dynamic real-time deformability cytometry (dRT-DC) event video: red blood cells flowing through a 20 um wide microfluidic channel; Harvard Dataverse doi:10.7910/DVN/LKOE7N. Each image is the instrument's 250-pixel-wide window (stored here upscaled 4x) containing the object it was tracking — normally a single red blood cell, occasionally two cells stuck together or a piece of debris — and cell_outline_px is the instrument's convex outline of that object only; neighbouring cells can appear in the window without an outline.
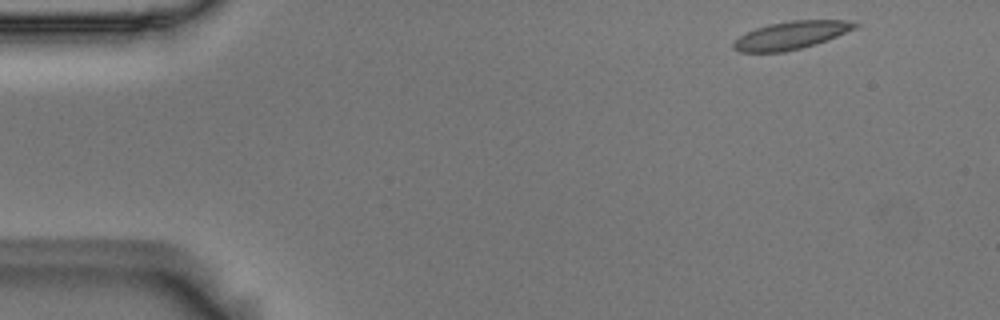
{"species": "Egyptian fruit bat (a non-hibernating species)", "species_latin": "Rousettus aegyptiacus", "temperature_condition": "room temperature", "stored_images_in_passage": 8, "camera_frame_rate_fps": 3000, "um_per_image_px": 0.085, "animal": {"sex": "male"}, "frame": {"image": 1, "passage_image": 1, "time_ms": 0.0, "image_size_px": [1000, 320], "cell_outline_px": [[860, 24], [856, 28], [828, 40], [816, 44], [784, 52], [740, 52], [732, 48], [732, 44], [740, 36], [756, 28], [768, 24], [792, 20], [848, 20]], "centroid_in_image_um": [67.26, 2.99], "position_along_channel_um": 17.7, "area_um2": 19.71}}